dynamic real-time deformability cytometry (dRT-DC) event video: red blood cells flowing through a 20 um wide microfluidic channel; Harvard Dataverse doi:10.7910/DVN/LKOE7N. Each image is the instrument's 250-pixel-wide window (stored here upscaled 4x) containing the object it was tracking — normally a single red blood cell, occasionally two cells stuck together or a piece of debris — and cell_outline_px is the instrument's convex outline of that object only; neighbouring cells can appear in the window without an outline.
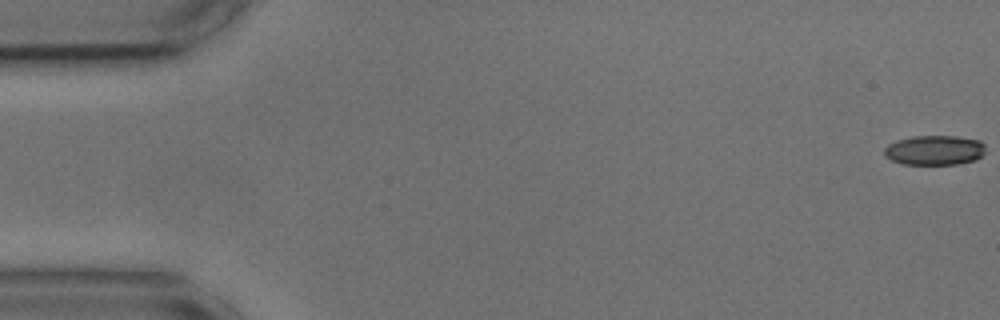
{"species": "common noctule bat (a hibernating species)", "species_latin": "Nyctalus noctula", "temperature_condition": "cold", "stored_images_in_passage": 55, "camera_frame_rate_fps": 3000, "um_per_image_px": 0.085, "animal": {"sex": "male", "body_mass_g": 17.9, "forearm_length_mm": 54.2}, "frame": {"image": 1, "passage_image": 1, "time_ms": 0.0, "image_size_px": [1000, 320], "cell_outline_px": [[984, 152], [976, 160], [956, 164], [904, 164], [892, 160], [884, 156], [884, 148], [888, 144], [896, 140], [912, 136], [956, 136], [980, 140], [984, 144]], "centroid_in_image_um": [79.42, 12.76], "position_along_channel_um": 5.6, "area_um2": 17.57}}
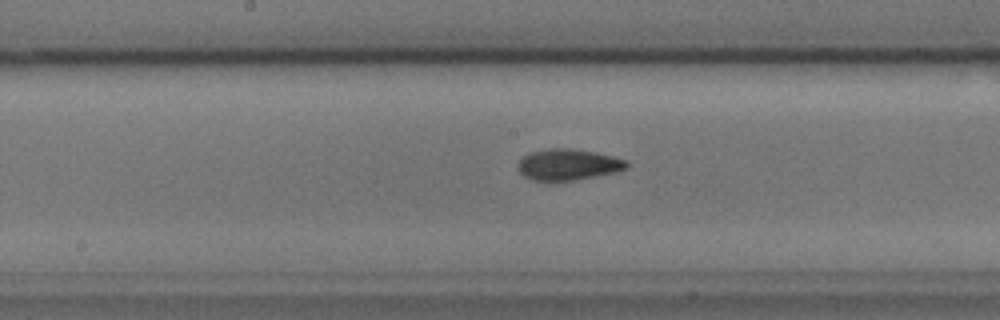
{"frame": {"image": 2, "passage_image": 28, "time_ms": 9.0, "image_size_px": [1000, 320], "cell_outline_px": [[628, 168], [620, 172], [572, 180], [532, 180], [524, 176], [520, 172], [520, 160], [528, 152], [548, 148], [572, 148], [596, 152], [628, 160]], "centroid_in_image_um": [48.35, 13.97], "position_along_channel_um": 199.8, "area_um2": 19.77}}
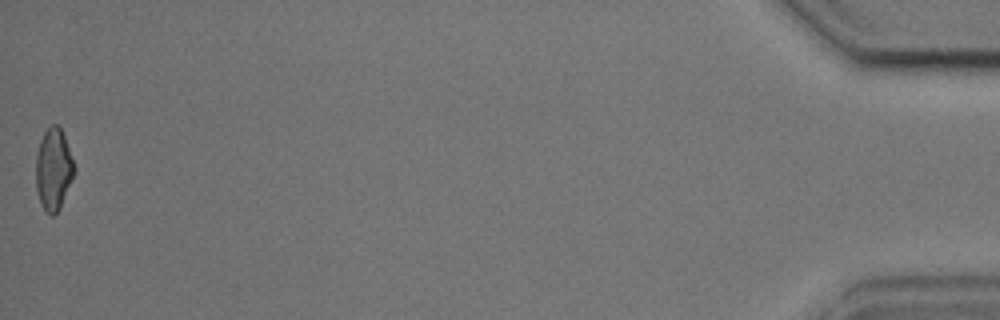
{"frame": {"image": 3, "passage_image": 55, "time_ms": 18.0, "image_size_px": [1000, 320], "cell_outline_px": [[76, 168], [60, 208], [52, 216], [40, 204], [36, 188], [36, 156], [40, 140], [44, 132], [52, 124], [56, 124], [60, 128], [64, 136]], "centroid_in_image_um": [4.54, 14.38], "position_along_channel_um": 430.7, "area_um2": 18.03}, "authors_computed_cell_mechanics": {"area_um2": 18.9006, "velocity_mm_per_s": 3.6571, "shape_relaxation_time_tau1_ms": 3.8259, "shape_relaxation_time_tau2_ms": 3.2264, "deformation_change_tau1": 0.1066, "deformation_change_tau2": 0.0885}}